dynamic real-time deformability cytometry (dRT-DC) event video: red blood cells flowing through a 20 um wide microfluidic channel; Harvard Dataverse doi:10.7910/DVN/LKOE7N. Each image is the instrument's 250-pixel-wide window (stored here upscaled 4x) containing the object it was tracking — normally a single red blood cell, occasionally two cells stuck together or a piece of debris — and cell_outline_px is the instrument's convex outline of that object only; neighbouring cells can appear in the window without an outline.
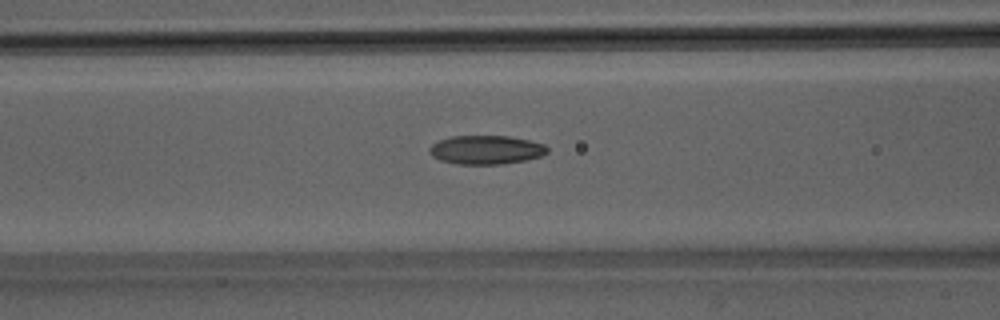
{"species": "Egyptian fruit bat (a non-hibernating species)", "species_latin": "Rousettus aegyptiacus", "temperature_condition": "room temperature", "stored_images_in_passage": 50, "camera_frame_rate_fps": 3000, "um_per_image_px": 0.085, "animal": {"sex": "male"}, "frame": {"image": 1, "passage_image": 21, "time_ms": 6.667, "image_size_px": [1000, 320], "cell_outline_px": [[548, 152], [540, 156], [524, 160], [504, 164], [456, 164], [440, 160], [432, 156], [428, 152], [428, 148], [432, 144], [440, 140], [452, 136], [508, 136], [528, 140], [544, 144], [548, 148]], "centroid_in_image_um": [41.29, 12.74], "position_along_channel_um": 125.3, "area_um2": 19.77}}
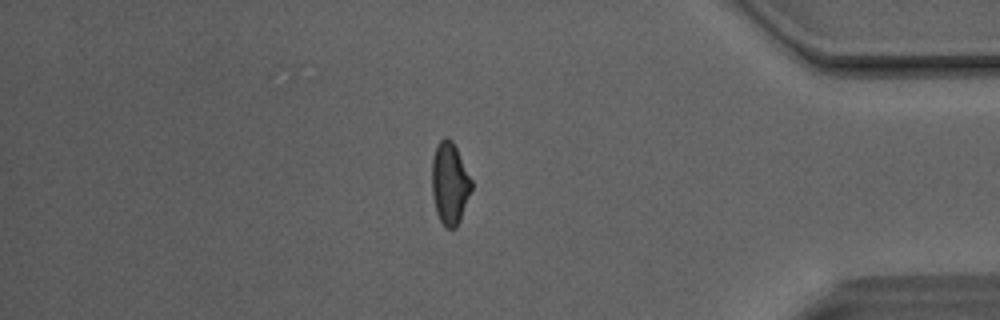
{"frame": {"image": 2, "passage_image": 43, "time_ms": 14.0, "image_size_px": [1000, 320], "cell_outline_px": [[472, 188], [460, 220], [456, 228], [444, 228], [436, 212], [432, 192], [432, 160], [436, 144], [444, 136], [448, 136], [452, 140], [472, 180]], "centroid_in_image_um": [38.22, 15.57], "position_along_channel_um": 397.0, "area_um2": 18.96}}
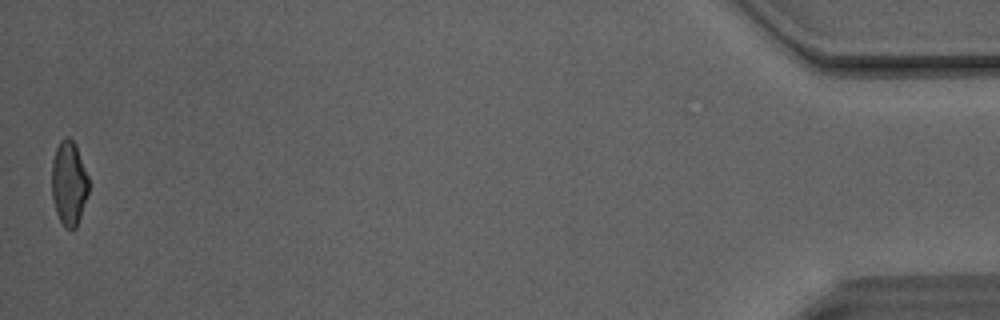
{"frame": {"image": 3, "passage_image": 50, "time_ms": 16.333, "image_size_px": [1000, 320], "cell_outline_px": [[88, 192], [76, 228], [64, 228], [56, 212], [52, 196], [52, 160], [56, 148], [60, 140], [64, 136], [68, 136], [76, 144], [88, 176]], "centroid_in_image_um": [5.85, 15.53], "position_along_channel_um": 429.4, "area_um2": 18.09}, "authors_computed_cell_mechanics": {"area_um2": 19.363, "velocity_mm_per_s": 4.1244, "shape_relaxation_time_tau1_ms": 9.4693, "shape_relaxation_time_tau2_ms": 3.7322, "deformation_change_tau1": 0.212, "deformation_change_tau2": 0.1204}}